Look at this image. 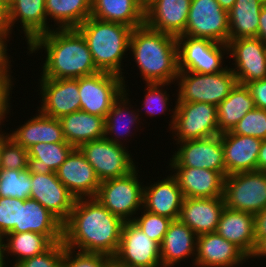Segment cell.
<instances>
[{"instance_id": "cell-18", "label": "cell", "mask_w": 266, "mask_h": 267, "mask_svg": "<svg viewBox=\"0 0 266 267\" xmlns=\"http://www.w3.org/2000/svg\"><path fill=\"white\" fill-rule=\"evenodd\" d=\"M58 179L76 198H95L100 180L94 168L75 148L56 171Z\"/></svg>"}, {"instance_id": "cell-9", "label": "cell", "mask_w": 266, "mask_h": 267, "mask_svg": "<svg viewBox=\"0 0 266 267\" xmlns=\"http://www.w3.org/2000/svg\"><path fill=\"white\" fill-rule=\"evenodd\" d=\"M223 198L229 209L256 215L266 208V173L256 170L226 176Z\"/></svg>"}, {"instance_id": "cell-59", "label": "cell", "mask_w": 266, "mask_h": 267, "mask_svg": "<svg viewBox=\"0 0 266 267\" xmlns=\"http://www.w3.org/2000/svg\"><path fill=\"white\" fill-rule=\"evenodd\" d=\"M144 4H146L147 2H149L150 0H141Z\"/></svg>"}, {"instance_id": "cell-2", "label": "cell", "mask_w": 266, "mask_h": 267, "mask_svg": "<svg viewBox=\"0 0 266 267\" xmlns=\"http://www.w3.org/2000/svg\"><path fill=\"white\" fill-rule=\"evenodd\" d=\"M27 49V54L45 50L42 78L77 79L99 72L84 37L76 28L52 29L35 38Z\"/></svg>"}, {"instance_id": "cell-38", "label": "cell", "mask_w": 266, "mask_h": 267, "mask_svg": "<svg viewBox=\"0 0 266 267\" xmlns=\"http://www.w3.org/2000/svg\"><path fill=\"white\" fill-rule=\"evenodd\" d=\"M31 173L23 170L2 169L0 171V197L26 200L31 194Z\"/></svg>"}, {"instance_id": "cell-5", "label": "cell", "mask_w": 266, "mask_h": 267, "mask_svg": "<svg viewBox=\"0 0 266 267\" xmlns=\"http://www.w3.org/2000/svg\"><path fill=\"white\" fill-rule=\"evenodd\" d=\"M237 83L230 67L212 74L179 71L175 83L178 86L175 103L200 102L218 106Z\"/></svg>"}, {"instance_id": "cell-51", "label": "cell", "mask_w": 266, "mask_h": 267, "mask_svg": "<svg viewBox=\"0 0 266 267\" xmlns=\"http://www.w3.org/2000/svg\"><path fill=\"white\" fill-rule=\"evenodd\" d=\"M257 37L266 44V3L261 8Z\"/></svg>"}, {"instance_id": "cell-49", "label": "cell", "mask_w": 266, "mask_h": 267, "mask_svg": "<svg viewBox=\"0 0 266 267\" xmlns=\"http://www.w3.org/2000/svg\"><path fill=\"white\" fill-rule=\"evenodd\" d=\"M0 34H2L9 43L10 37L12 38V31L8 20V9L2 4H0Z\"/></svg>"}, {"instance_id": "cell-36", "label": "cell", "mask_w": 266, "mask_h": 267, "mask_svg": "<svg viewBox=\"0 0 266 267\" xmlns=\"http://www.w3.org/2000/svg\"><path fill=\"white\" fill-rule=\"evenodd\" d=\"M52 244L45 235L31 231L9 232L1 239V247L5 257L8 259V256H14L15 258L11 267L25 259L45 252Z\"/></svg>"}, {"instance_id": "cell-21", "label": "cell", "mask_w": 266, "mask_h": 267, "mask_svg": "<svg viewBox=\"0 0 266 267\" xmlns=\"http://www.w3.org/2000/svg\"><path fill=\"white\" fill-rule=\"evenodd\" d=\"M184 198H217L224 196L225 177L218 171L204 168L169 167Z\"/></svg>"}, {"instance_id": "cell-34", "label": "cell", "mask_w": 266, "mask_h": 267, "mask_svg": "<svg viewBox=\"0 0 266 267\" xmlns=\"http://www.w3.org/2000/svg\"><path fill=\"white\" fill-rule=\"evenodd\" d=\"M266 0H236L228 11L229 40L257 37L259 16Z\"/></svg>"}, {"instance_id": "cell-35", "label": "cell", "mask_w": 266, "mask_h": 267, "mask_svg": "<svg viewBox=\"0 0 266 267\" xmlns=\"http://www.w3.org/2000/svg\"><path fill=\"white\" fill-rule=\"evenodd\" d=\"M255 108L246 85L237 83L229 95L217 106L219 134L232 131L237 123Z\"/></svg>"}, {"instance_id": "cell-33", "label": "cell", "mask_w": 266, "mask_h": 267, "mask_svg": "<svg viewBox=\"0 0 266 267\" xmlns=\"http://www.w3.org/2000/svg\"><path fill=\"white\" fill-rule=\"evenodd\" d=\"M45 10L47 33L55 28H77L91 16L92 0H45ZM50 20L56 25L48 24Z\"/></svg>"}, {"instance_id": "cell-7", "label": "cell", "mask_w": 266, "mask_h": 267, "mask_svg": "<svg viewBox=\"0 0 266 267\" xmlns=\"http://www.w3.org/2000/svg\"><path fill=\"white\" fill-rule=\"evenodd\" d=\"M172 109L168 128L176 142L219 135L217 106L191 102L176 103Z\"/></svg>"}, {"instance_id": "cell-10", "label": "cell", "mask_w": 266, "mask_h": 267, "mask_svg": "<svg viewBox=\"0 0 266 267\" xmlns=\"http://www.w3.org/2000/svg\"><path fill=\"white\" fill-rule=\"evenodd\" d=\"M78 149L92 165L100 182L128 175L137 167L125 145L105 138L85 142Z\"/></svg>"}, {"instance_id": "cell-57", "label": "cell", "mask_w": 266, "mask_h": 267, "mask_svg": "<svg viewBox=\"0 0 266 267\" xmlns=\"http://www.w3.org/2000/svg\"><path fill=\"white\" fill-rule=\"evenodd\" d=\"M12 0H0V4L4 5L7 9L10 8Z\"/></svg>"}, {"instance_id": "cell-44", "label": "cell", "mask_w": 266, "mask_h": 267, "mask_svg": "<svg viewBox=\"0 0 266 267\" xmlns=\"http://www.w3.org/2000/svg\"><path fill=\"white\" fill-rule=\"evenodd\" d=\"M22 199L0 197V238L2 239L15 226H19Z\"/></svg>"}, {"instance_id": "cell-55", "label": "cell", "mask_w": 266, "mask_h": 267, "mask_svg": "<svg viewBox=\"0 0 266 267\" xmlns=\"http://www.w3.org/2000/svg\"><path fill=\"white\" fill-rule=\"evenodd\" d=\"M5 259H6V257H5L4 251H3L2 247H0V267H7L8 264L11 263L10 261H7V259L6 260Z\"/></svg>"}, {"instance_id": "cell-25", "label": "cell", "mask_w": 266, "mask_h": 267, "mask_svg": "<svg viewBox=\"0 0 266 267\" xmlns=\"http://www.w3.org/2000/svg\"><path fill=\"white\" fill-rule=\"evenodd\" d=\"M196 246L197 235L195 232L179 219L172 220L160 244L161 266L176 267L181 261L185 262L189 257H192L193 267L196 258Z\"/></svg>"}, {"instance_id": "cell-20", "label": "cell", "mask_w": 266, "mask_h": 267, "mask_svg": "<svg viewBox=\"0 0 266 267\" xmlns=\"http://www.w3.org/2000/svg\"><path fill=\"white\" fill-rule=\"evenodd\" d=\"M191 0H150L145 4V25L178 37L185 31Z\"/></svg>"}, {"instance_id": "cell-26", "label": "cell", "mask_w": 266, "mask_h": 267, "mask_svg": "<svg viewBox=\"0 0 266 267\" xmlns=\"http://www.w3.org/2000/svg\"><path fill=\"white\" fill-rule=\"evenodd\" d=\"M36 232L45 235L52 243L63 238V223L38 201L31 198L20 205L19 226L10 232Z\"/></svg>"}, {"instance_id": "cell-45", "label": "cell", "mask_w": 266, "mask_h": 267, "mask_svg": "<svg viewBox=\"0 0 266 267\" xmlns=\"http://www.w3.org/2000/svg\"><path fill=\"white\" fill-rule=\"evenodd\" d=\"M63 242L53 243L45 252L25 259L14 267H62Z\"/></svg>"}, {"instance_id": "cell-58", "label": "cell", "mask_w": 266, "mask_h": 267, "mask_svg": "<svg viewBox=\"0 0 266 267\" xmlns=\"http://www.w3.org/2000/svg\"><path fill=\"white\" fill-rule=\"evenodd\" d=\"M2 170L1 166V131H0V171Z\"/></svg>"}, {"instance_id": "cell-53", "label": "cell", "mask_w": 266, "mask_h": 267, "mask_svg": "<svg viewBox=\"0 0 266 267\" xmlns=\"http://www.w3.org/2000/svg\"><path fill=\"white\" fill-rule=\"evenodd\" d=\"M253 258L254 259L258 258H266V238L262 239L257 245L256 248L254 250L253 255L250 257V259Z\"/></svg>"}, {"instance_id": "cell-12", "label": "cell", "mask_w": 266, "mask_h": 267, "mask_svg": "<svg viewBox=\"0 0 266 267\" xmlns=\"http://www.w3.org/2000/svg\"><path fill=\"white\" fill-rule=\"evenodd\" d=\"M78 81L81 111L106 118L114 101L124 91L122 77L106 72L80 77Z\"/></svg>"}, {"instance_id": "cell-4", "label": "cell", "mask_w": 266, "mask_h": 267, "mask_svg": "<svg viewBox=\"0 0 266 267\" xmlns=\"http://www.w3.org/2000/svg\"><path fill=\"white\" fill-rule=\"evenodd\" d=\"M84 37L96 69L99 72L116 74L122 77L124 87L126 76L124 77L122 67L125 52L129 50L130 36L133 28L123 24L106 22L87 18L79 27L76 28ZM126 55V57H124Z\"/></svg>"}, {"instance_id": "cell-19", "label": "cell", "mask_w": 266, "mask_h": 267, "mask_svg": "<svg viewBox=\"0 0 266 267\" xmlns=\"http://www.w3.org/2000/svg\"><path fill=\"white\" fill-rule=\"evenodd\" d=\"M250 259L239 247L217 234L197 236L194 267H238Z\"/></svg>"}, {"instance_id": "cell-15", "label": "cell", "mask_w": 266, "mask_h": 267, "mask_svg": "<svg viewBox=\"0 0 266 267\" xmlns=\"http://www.w3.org/2000/svg\"><path fill=\"white\" fill-rule=\"evenodd\" d=\"M228 56L234 65L230 68L237 82L246 85L266 78V44L258 37L228 41Z\"/></svg>"}, {"instance_id": "cell-8", "label": "cell", "mask_w": 266, "mask_h": 267, "mask_svg": "<svg viewBox=\"0 0 266 267\" xmlns=\"http://www.w3.org/2000/svg\"><path fill=\"white\" fill-rule=\"evenodd\" d=\"M176 39L179 71L212 74L228 68V65H223L225 63L223 59L229 57L227 44L217 43L209 39L192 38L186 35H180Z\"/></svg>"}, {"instance_id": "cell-6", "label": "cell", "mask_w": 266, "mask_h": 267, "mask_svg": "<svg viewBox=\"0 0 266 267\" xmlns=\"http://www.w3.org/2000/svg\"><path fill=\"white\" fill-rule=\"evenodd\" d=\"M137 167L128 175L101 181L95 198L124 222L133 221L143 208L144 181ZM140 178V179H139Z\"/></svg>"}, {"instance_id": "cell-32", "label": "cell", "mask_w": 266, "mask_h": 267, "mask_svg": "<svg viewBox=\"0 0 266 267\" xmlns=\"http://www.w3.org/2000/svg\"><path fill=\"white\" fill-rule=\"evenodd\" d=\"M66 142L78 148L85 142L104 138L105 118L76 111L59 118Z\"/></svg>"}, {"instance_id": "cell-13", "label": "cell", "mask_w": 266, "mask_h": 267, "mask_svg": "<svg viewBox=\"0 0 266 267\" xmlns=\"http://www.w3.org/2000/svg\"><path fill=\"white\" fill-rule=\"evenodd\" d=\"M175 144L179 146L167 163L170 167L204 168L218 171L225 177L222 134Z\"/></svg>"}, {"instance_id": "cell-37", "label": "cell", "mask_w": 266, "mask_h": 267, "mask_svg": "<svg viewBox=\"0 0 266 267\" xmlns=\"http://www.w3.org/2000/svg\"><path fill=\"white\" fill-rule=\"evenodd\" d=\"M75 147L69 143H38L28 149L30 173L56 172Z\"/></svg>"}, {"instance_id": "cell-1", "label": "cell", "mask_w": 266, "mask_h": 267, "mask_svg": "<svg viewBox=\"0 0 266 267\" xmlns=\"http://www.w3.org/2000/svg\"><path fill=\"white\" fill-rule=\"evenodd\" d=\"M124 223L96 198H79L63 223L62 242L68 248L113 258L119 247Z\"/></svg>"}, {"instance_id": "cell-40", "label": "cell", "mask_w": 266, "mask_h": 267, "mask_svg": "<svg viewBox=\"0 0 266 267\" xmlns=\"http://www.w3.org/2000/svg\"><path fill=\"white\" fill-rule=\"evenodd\" d=\"M28 150L1 131V166L2 169L23 170L27 168Z\"/></svg>"}, {"instance_id": "cell-23", "label": "cell", "mask_w": 266, "mask_h": 267, "mask_svg": "<svg viewBox=\"0 0 266 267\" xmlns=\"http://www.w3.org/2000/svg\"><path fill=\"white\" fill-rule=\"evenodd\" d=\"M262 141L232 131L222 133L225 177L239 172L256 171Z\"/></svg>"}, {"instance_id": "cell-24", "label": "cell", "mask_w": 266, "mask_h": 267, "mask_svg": "<svg viewBox=\"0 0 266 267\" xmlns=\"http://www.w3.org/2000/svg\"><path fill=\"white\" fill-rule=\"evenodd\" d=\"M224 208L223 197L184 198L178 219L192 229L197 236L213 233L216 231Z\"/></svg>"}, {"instance_id": "cell-17", "label": "cell", "mask_w": 266, "mask_h": 267, "mask_svg": "<svg viewBox=\"0 0 266 267\" xmlns=\"http://www.w3.org/2000/svg\"><path fill=\"white\" fill-rule=\"evenodd\" d=\"M31 185L30 198L64 223L71 214L76 198L61 183L56 172L31 173Z\"/></svg>"}, {"instance_id": "cell-46", "label": "cell", "mask_w": 266, "mask_h": 267, "mask_svg": "<svg viewBox=\"0 0 266 267\" xmlns=\"http://www.w3.org/2000/svg\"><path fill=\"white\" fill-rule=\"evenodd\" d=\"M12 65H10L8 68L6 69H1L0 70V131H2V124L4 122V120L6 119L7 115H9V113L11 112L10 109L11 103V95H12V91L13 90V82L15 80L12 81V79L14 78L11 73ZM11 94V95H10Z\"/></svg>"}, {"instance_id": "cell-52", "label": "cell", "mask_w": 266, "mask_h": 267, "mask_svg": "<svg viewBox=\"0 0 266 267\" xmlns=\"http://www.w3.org/2000/svg\"><path fill=\"white\" fill-rule=\"evenodd\" d=\"M257 171L266 173V139L262 141L257 159Z\"/></svg>"}, {"instance_id": "cell-27", "label": "cell", "mask_w": 266, "mask_h": 267, "mask_svg": "<svg viewBox=\"0 0 266 267\" xmlns=\"http://www.w3.org/2000/svg\"><path fill=\"white\" fill-rule=\"evenodd\" d=\"M215 232L239 247L249 258L253 255L256 248L253 214L225 206Z\"/></svg>"}, {"instance_id": "cell-42", "label": "cell", "mask_w": 266, "mask_h": 267, "mask_svg": "<svg viewBox=\"0 0 266 267\" xmlns=\"http://www.w3.org/2000/svg\"><path fill=\"white\" fill-rule=\"evenodd\" d=\"M234 134L266 139V110L254 108L232 130Z\"/></svg>"}, {"instance_id": "cell-22", "label": "cell", "mask_w": 266, "mask_h": 267, "mask_svg": "<svg viewBox=\"0 0 266 267\" xmlns=\"http://www.w3.org/2000/svg\"><path fill=\"white\" fill-rule=\"evenodd\" d=\"M169 175L151 184L146 183L149 186L144 185L142 209L177 220L184 196L176 178Z\"/></svg>"}, {"instance_id": "cell-56", "label": "cell", "mask_w": 266, "mask_h": 267, "mask_svg": "<svg viewBox=\"0 0 266 267\" xmlns=\"http://www.w3.org/2000/svg\"><path fill=\"white\" fill-rule=\"evenodd\" d=\"M105 267H127L125 265H122L118 263L114 258H112Z\"/></svg>"}, {"instance_id": "cell-11", "label": "cell", "mask_w": 266, "mask_h": 267, "mask_svg": "<svg viewBox=\"0 0 266 267\" xmlns=\"http://www.w3.org/2000/svg\"><path fill=\"white\" fill-rule=\"evenodd\" d=\"M182 35L228 44V12L217 0H191L187 25Z\"/></svg>"}, {"instance_id": "cell-30", "label": "cell", "mask_w": 266, "mask_h": 267, "mask_svg": "<svg viewBox=\"0 0 266 267\" xmlns=\"http://www.w3.org/2000/svg\"><path fill=\"white\" fill-rule=\"evenodd\" d=\"M91 17L134 29L145 24V4L141 0H92Z\"/></svg>"}, {"instance_id": "cell-3", "label": "cell", "mask_w": 266, "mask_h": 267, "mask_svg": "<svg viewBox=\"0 0 266 267\" xmlns=\"http://www.w3.org/2000/svg\"><path fill=\"white\" fill-rule=\"evenodd\" d=\"M129 51L144 83L176 82L179 70L175 36L144 24L132 30Z\"/></svg>"}, {"instance_id": "cell-14", "label": "cell", "mask_w": 266, "mask_h": 267, "mask_svg": "<svg viewBox=\"0 0 266 267\" xmlns=\"http://www.w3.org/2000/svg\"><path fill=\"white\" fill-rule=\"evenodd\" d=\"M113 258L127 267H162L160 245L133 221L124 223L119 247Z\"/></svg>"}, {"instance_id": "cell-50", "label": "cell", "mask_w": 266, "mask_h": 267, "mask_svg": "<svg viewBox=\"0 0 266 267\" xmlns=\"http://www.w3.org/2000/svg\"><path fill=\"white\" fill-rule=\"evenodd\" d=\"M6 41L8 42V40L0 34V70L8 68L12 64L10 59L12 57H9L7 52L10 49H7L8 44Z\"/></svg>"}, {"instance_id": "cell-31", "label": "cell", "mask_w": 266, "mask_h": 267, "mask_svg": "<svg viewBox=\"0 0 266 267\" xmlns=\"http://www.w3.org/2000/svg\"><path fill=\"white\" fill-rule=\"evenodd\" d=\"M129 91V87L128 90L124 87V91L114 101L111 110L107 113L105 118L104 138L120 145H126L123 143L129 140L127 136L131 138L132 135L129 134H134L131 131L132 126L136 125L134 129H138L137 126L141 122L140 120H142L141 117H139L141 114L138 110L136 108L135 110L132 109L133 106L130 104L131 101L129 99L130 95H128ZM121 139L125 141L122 142Z\"/></svg>"}, {"instance_id": "cell-48", "label": "cell", "mask_w": 266, "mask_h": 267, "mask_svg": "<svg viewBox=\"0 0 266 267\" xmlns=\"http://www.w3.org/2000/svg\"><path fill=\"white\" fill-rule=\"evenodd\" d=\"M255 241L256 245L266 238V208L254 215Z\"/></svg>"}, {"instance_id": "cell-28", "label": "cell", "mask_w": 266, "mask_h": 267, "mask_svg": "<svg viewBox=\"0 0 266 267\" xmlns=\"http://www.w3.org/2000/svg\"><path fill=\"white\" fill-rule=\"evenodd\" d=\"M37 113L17 129L10 130L8 135L26 150L38 143H68L59 119L48 117L39 110Z\"/></svg>"}, {"instance_id": "cell-47", "label": "cell", "mask_w": 266, "mask_h": 267, "mask_svg": "<svg viewBox=\"0 0 266 267\" xmlns=\"http://www.w3.org/2000/svg\"><path fill=\"white\" fill-rule=\"evenodd\" d=\"M256 108L266 110V78L246 84Z\"/></svg>"}, {"instance_id": "cell-29", "label": "cell", "mask_w": 266, "mask_h": 267, "mask_svg": "<svg viewBox=\"0 0 266 267\" xmlns=\"http://www.w3.org/2000/svg\"><path fill=\"white\" fill-rule=\"evenodd\" d=\"M8 20L12 32L15 24L20 23L19 28H22L29 45L35 38L47 33L45 0H12Z\"/></svg>"}, {"instance_id": "cell-54", "label": "cell", "mask_w": 266, "mask_h": 267, "mask_svg": "<svg viewBox=\"0 0 266 267\" xmlns=\"http://www.w3.org/2000/svg\"><path fill=\"white\" fill-rule=\"evenodd\" d=\"M236 0H217L220 6L227 12L234 6Z\"/></svg>"}, {"instance_id": "cell-39", "label": "cell", "mask_w": 266, "mask_h": 267, "mask_svg": "<svg viewBox=\"0 0 266 267\" xmlns=\"http://www.w3.org/2000/svg\"><path fill=\"white\" fill-rule=\"evenodd\" d=\"M170 84L174 83H146V90L144 89V99L142 100V106L140 108L142 109H137L138 112H142V110H145L144 113H146L150 117H156L157 115H163L166 114V112H170L172 109L168 108L170 107V102L169 100L171 98L170 95L167 93L166 89H168V86ZM165 86L167 87L166 89ZM141 110V111H140Z\"/></svg>"}, {"instance_id": "cell-16", "label": "cell", "mask_w": 266, "mask_h": 267, "mask_svg": "<svg viewBox=\"0 0 266 267\" xmlns=\"http://www.w3.org/2000/svg\"><path fill=\"white\" fill-rule=\"evenodd\" d=\"M40 106L42 114L59 119L81 110L78 81L76 79H38Z\"/></svg>"}, {"instance_id": "cell-41", "label": "cell", "mask_w": 266, "mask_h": 267, "mask_svg": "<svg viewBox=\"0 0 266 267\" xmlns=\"http://www.w3.org/2000/svg\"><path fill=\"white\" fill-rule=\"evenodd\" d=\"M141 216H135L133 222L152 240L159 245L168 231L172 219L141 209ZM143 211V212H142Z\"/></svg>"}, {"instance_id": "cell-43", "label": "cell", "mask_w": 266, "mask_h": 267, "mask_svg": "<svg viewBox=\"0 0 266 267\" xmlns=\"http://www.w3.org/2000/svg\"><path fill=\"white\" fill-rule=\"evenodd\" d=\"M112 257L101 254L79 251L63 244L62 267H105Z\"/></svg>"}]
</instances>
